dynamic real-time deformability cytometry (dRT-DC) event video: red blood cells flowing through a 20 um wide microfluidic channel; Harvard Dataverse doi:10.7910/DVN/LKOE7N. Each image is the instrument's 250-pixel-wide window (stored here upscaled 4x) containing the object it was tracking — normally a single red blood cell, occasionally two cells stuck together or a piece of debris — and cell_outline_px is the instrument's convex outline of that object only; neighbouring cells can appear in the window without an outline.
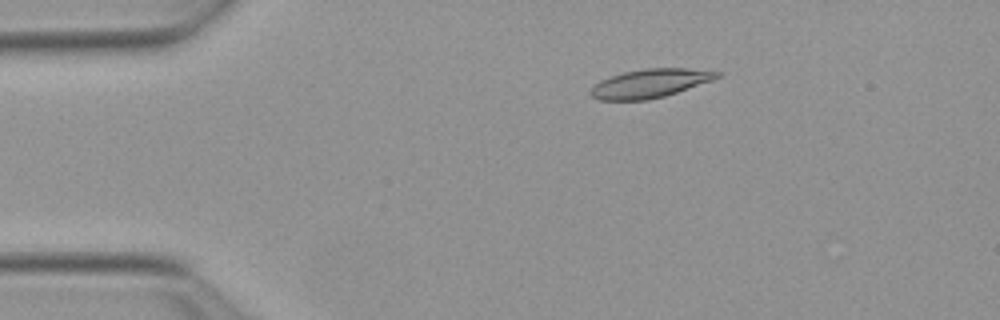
{"species": "Egyptian fruit bat (a non-hibernating species)", "species_latin": "Rousettus aegyptiacus", "temperature_condition": "warm", "stored_images_in_passage": 53, "camera_frame_rate_fps": 3000, "um_per_image_px": 0.085, "animal": {"sex": "female"}, "frame": {"image": 1, "passage_image": 10, "time_ms": 3.0, "image_size_px": [1000, 320], "cell_outline_px": [[724, 72], [720, 76], [712, 80], [664, 96], [648, 100], [600, 100], [592, 96], [588, 92], [600, 80], [624, 72], [644, 68], [688, 68]], "centroid_in_image_um": [55.26, 7.08], "position_along_channel_um": 29.7, "area_um2": 20.98}}
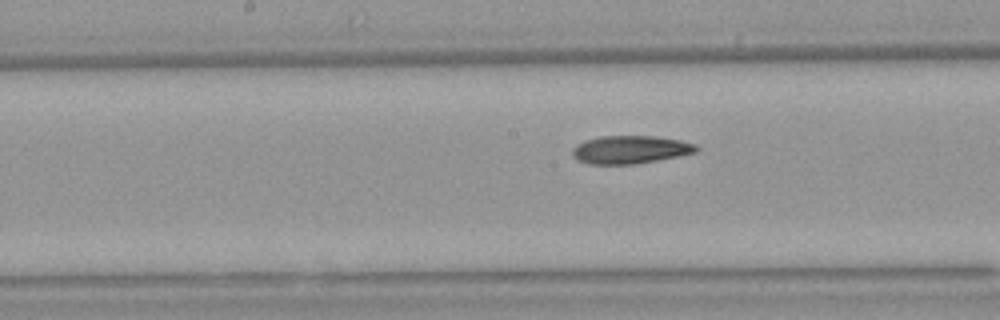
{"frame": {"image": 2, "passage_image": 27, "time_ms": 8.667, "image_size_px": [1000, 320], "cell_outline_px": [[700, 148], [696, 152], [636, 164], [588, 164], [576, 160], [572, 156], [572, 148], [576, 144], [584, 140], [600, 136], [656, 136], [680, 140], [696, 144]], "centroid_in_image_um": [53.53, 12.71], "position_along_channel_um": 194.7, "area_um2": 20.35}}
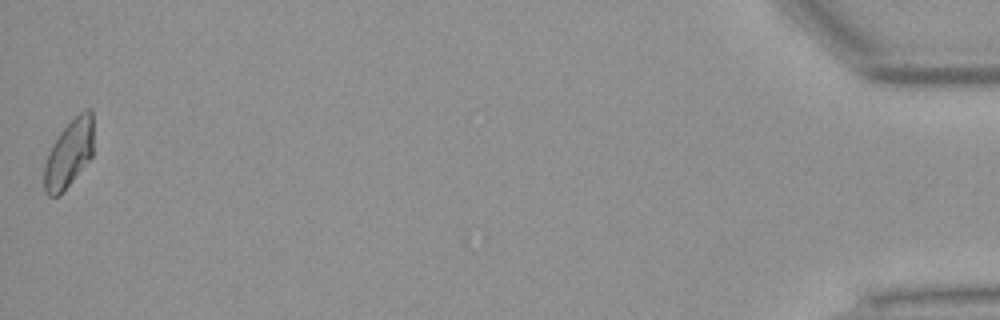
{"frame": {"image": 3, "passage_image": 53, "time_ms": 17.333, "image_size_px": [1000, 320], "cell_outline_px": [[92, 156], [64, 192], [60, 196], [48, 196], [44, 192], [44, 164], [52, 144], [60, 132], [84, 108], [92, 108]], "centroid_in_image_um": [5.85, 13.09], "position_along_channel_um": 429.4, "area_um2": 19.48}, "authors_computed_cell_mechanics": {"area_um2": 20.4034, "velocity_mm_per_s": 3.846, "shape_relaxation_time_tau1_ms": 8.1825, "shape_relaxation_time_tau2_ms": 9.1209, "deformation_change_tau1": 0.2083, "deformation_change_tau2": 0.1738}}